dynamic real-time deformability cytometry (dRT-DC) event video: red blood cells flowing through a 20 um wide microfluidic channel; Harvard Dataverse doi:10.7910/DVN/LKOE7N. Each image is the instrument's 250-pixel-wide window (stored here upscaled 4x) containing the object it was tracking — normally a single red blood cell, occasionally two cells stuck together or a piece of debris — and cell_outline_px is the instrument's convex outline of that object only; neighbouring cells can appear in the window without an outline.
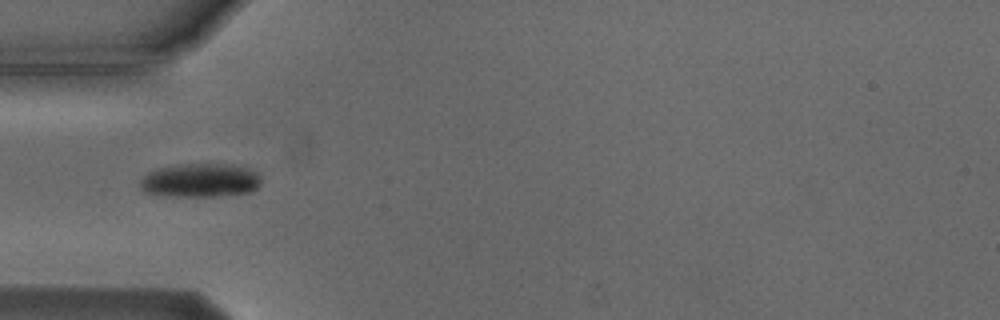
{"species": "Egyptian fruit bat (a non-hibernating species)", "species_latin": "Rousettus aegyptiacus", "temperature_condition": "cold", "stored_images_in_passage": 8, "camera_frame_rate_fps": 3000, "um_per_image_px": 0.085, "animal": {"sex": "male"}, "frame": {"image": 1, "passage_image": 5, "time_ms": 5.667, "image_size_px": [1000, 320], "cell_outline_px": [[260, 184], [256, 188], [248, 192], [212, 196], [164, 196], [144, 192], [140, 188], [140, 180], [148, 172], [156, 168], [176, 164], [232, 164], [248, 168], [256, 172], [260, 176]], "centroid_in_image_um": [16.97, 15.32], "position_along_channel_um": 68.0, "area_um2": 23.93}}
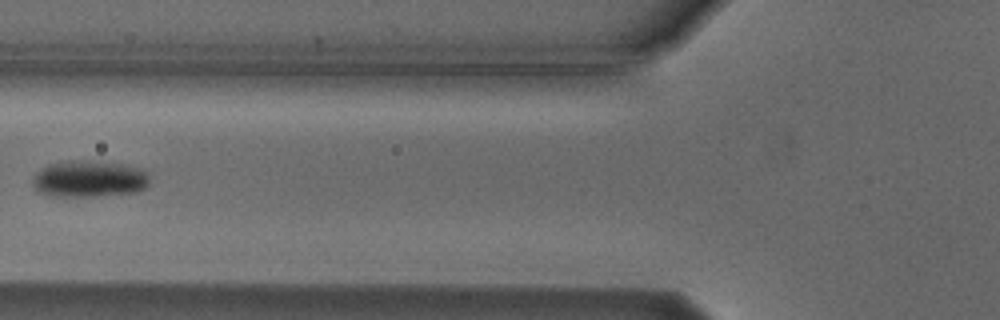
{"frame": {"image": 2, "passage_image": 6, "time_ms": 7.0, "image_size_px": [1000, 320], "cell_outline_px": [[148, 184], [144, 188], [136, 192], [96, 196], [48, 196], [36, 192], [32, 184], [32, 176], [36, 172], [48, 164], [88, 160], [124, 164], [140, 168], [148, 176]], "centroid_in_image_um": [7.53, 15.22], "position_along_channel_um": 118.3, "area_um2": 24.97}}
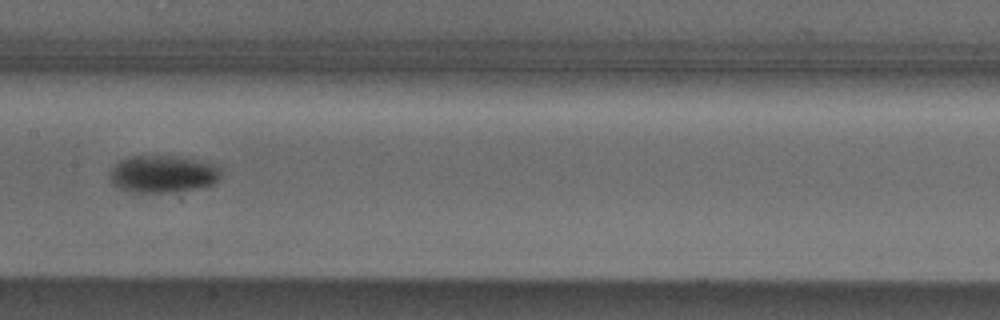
{"frame": {"image": 3, "passage_image": 8, "time_ms": 9.0, "image_size_px": [1000, 320], "cell_outline_px": [[220, 180], [212, 184], [196, 188], [172, 192], [132, 192], [120, 188], [112, 184], [112, 168], [120, 160], [132, 156], [176, 156], [216, 164], [220, 168]], "centroid_in_image_um": [13.88, 14.79], "position_along_channel_um": 193.5, "area_um2": 23.87}}